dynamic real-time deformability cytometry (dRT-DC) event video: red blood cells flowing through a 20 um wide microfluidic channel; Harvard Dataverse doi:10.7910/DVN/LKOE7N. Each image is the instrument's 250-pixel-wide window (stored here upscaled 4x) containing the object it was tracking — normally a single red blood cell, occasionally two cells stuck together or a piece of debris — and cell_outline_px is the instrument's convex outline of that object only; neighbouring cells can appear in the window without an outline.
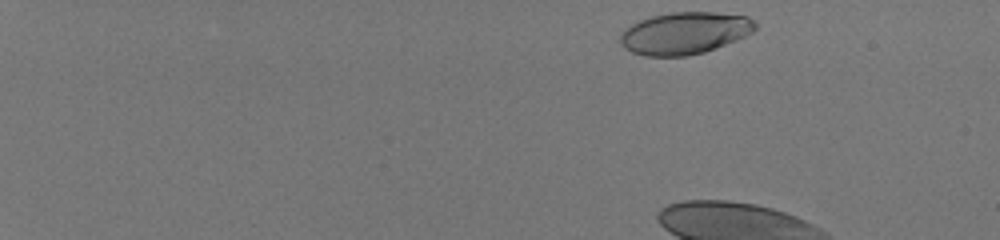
{"species": "human", "species_latin": "Homo sapiens", "temperature_condition": "room temperature", "stored_images_in_passage": 9, "camera_frame_rate_fps": 3000, "um_per_image_px": 0.085, "donor": {"sex": "male"}, "frame": {"image": 1, "passage_image": 1, "time_ms": 0.0, "image_size_px": [1000, 240], "cell_outline_px": [[756, 28], [752, 32], [736, 40], [716, 48], [704, 52], [688, 56], [644, 56], [632, 52], [624, 48], [620, 44], [620, 36], [624, 28], [640, 20], [652, 16], [672, 12], [716, 12], [748, 16], [756, 24]], "centroid_in_image_um": [58.18, 2.82], "position_along_channel_um": 26.8, "area_um2": 33.18}}